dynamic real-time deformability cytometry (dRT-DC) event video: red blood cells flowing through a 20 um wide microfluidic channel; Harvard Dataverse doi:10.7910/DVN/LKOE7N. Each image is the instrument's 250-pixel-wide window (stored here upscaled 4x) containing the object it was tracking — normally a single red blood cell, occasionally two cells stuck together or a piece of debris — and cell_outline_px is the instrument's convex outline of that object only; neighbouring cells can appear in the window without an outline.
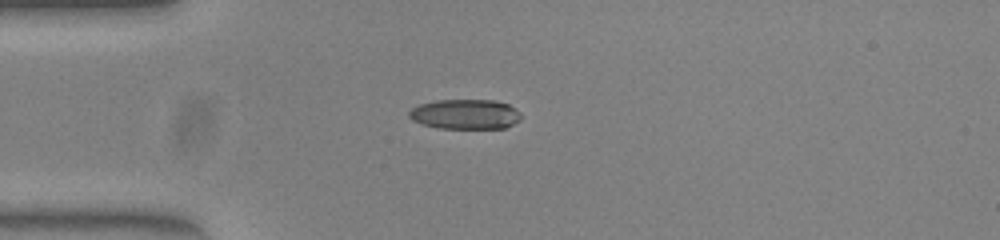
{"species": "common noctule bat (a hibernating species)", "species_latin": "Nyctalus noctula", "temperature_condition": "warm", "stored_images_in_passage": 40, "camera_frame_rate_fps": 3000, "um_per_image_px": 0.085, "animal": {"sex": "female", "body_mass_g": 23.0, "forearm_length_mm": 53.4}, "frame": {"image": 1, "passage_image": 7, "time_ms": 2.0, "image_size_px": [1000, 240], "cell_outline_px": [[520, 120], [504, 128], [440, 128], [420, 124], [412, 120], [408, 116], [408, 112], [412, 108], [420, 104], [436, 100], [492, 100], [508, 104], [520, 112]], "centroid_in_image_um": [39.51, 9.71], "position_along_channel_um": 45.5, "area_um2": 19.48}}
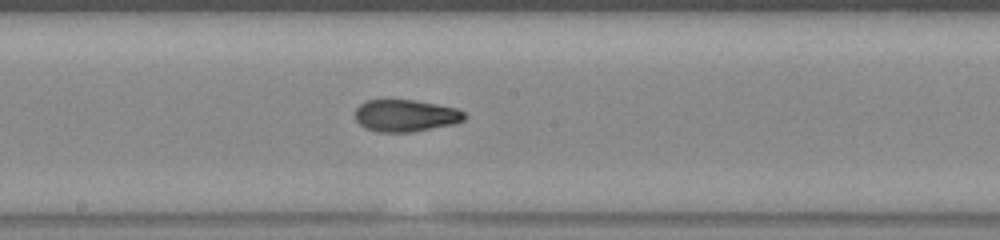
{"frame": {"image": 2, "passage_image": 21, "time_ms": 6.667, "image_size_px": [1000, 240], "cell_outline_px": [[468, 116], [464, 120], [456, 124], [412, 132], [380, 132], [364, 128], [356, 120], [356, 108], [360, 104], [368, 100], [412, 100], [436, 104], [456, 108], [464, 112]], "centroid_in_image_um": [34.51, 9.84], "position_along_channel_um": 213.7, "area_um2": 20.46}}
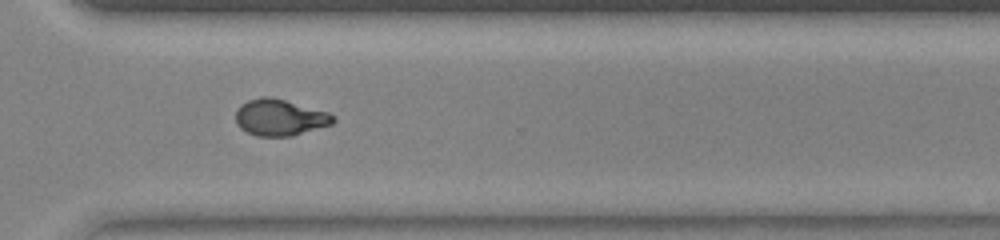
{"frame": {"image": 3, "passage_image": 31, "time_ms": 10.0, "image_size_px": [1000, 240], "cell_outline_px": [[336, 120], [332, 124], [292, 136], [256, 136], [240, 128], [236, 124], [236, 112], [240, 104], [248, 100], [260, 96], [272, 96], [328, 112], [336, 116]], "centroid_in_image_um": [23.78, 9.97], "position_along_channel_um": 346.8, "area_um2": 20.87}, "authors_computed_cell_mechanics": {"area_um2": 20.519, "velocity_mm_per_s": 3.995, "shape_relaxation_time_tau1_ms": null, "shape_relaxation_time_tau2_ms": 1.7423, "deformation_change_tau1": null, "deformation_change_tau2": 0.0771}}